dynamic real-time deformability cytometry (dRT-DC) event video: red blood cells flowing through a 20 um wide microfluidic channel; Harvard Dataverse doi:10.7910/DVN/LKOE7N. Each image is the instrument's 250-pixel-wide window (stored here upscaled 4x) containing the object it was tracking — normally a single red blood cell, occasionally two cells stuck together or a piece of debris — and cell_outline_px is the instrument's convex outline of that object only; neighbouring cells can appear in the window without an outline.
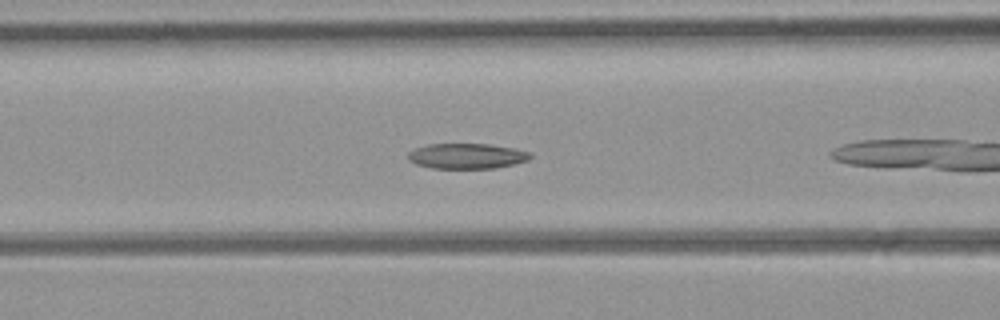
{"species": "common noctule bat (a hibernating species)", "species_latin": "Nyctalus noctula", "temperature_condition": "room temperature", "stored_images_in_passage": 10, "camera_frame_rate_fps": 3000, "um_per_image_px": 0.085, "animal": {"sex": "female", "body_mass_g": 21.9}, "frame": {"image": 1, "passage_image": 6, "time_ms": 1.667, "image_size_px": [1000, 320], "cell_outline_px": [[532, 156], [528, 160], [496, 168], [432, 168], [416, 164], [408, 160], [408, 152], [416, 148], [428, 144], [488, 144], [516, 148], [528, 152]], "centroid_in_image_um": [39.66, 13.26], "position_along_channel_um": 126.9, "area_um2": 17.98}}
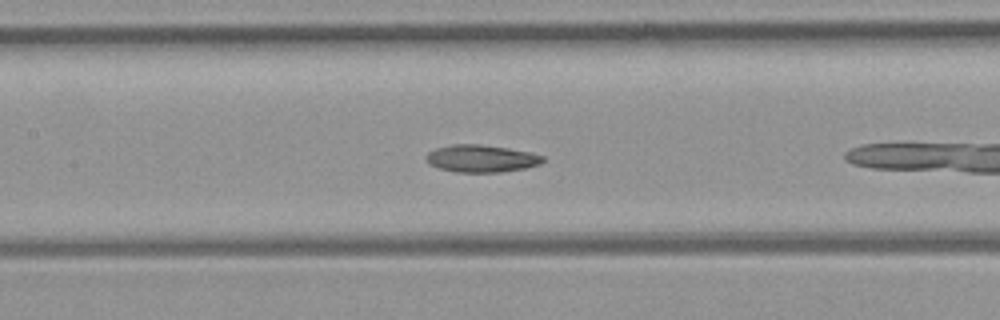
{"frame": {"image": 2, "passage_image": 9, "time_ms": 2.667, "image_size_px": [1000, 320], "cell_outline_px": [[544, 160], [540, 164], [524, 168], [504, 172], [456, 172], [440, 168], [428, 164], [428, 152], [436, 148], [452, 144], [480, 144], [508, 148], [528, 152], [544, 156]], "centroid_in_image_um": [40.92, 13.47], "position_along_channel_um": 166.5, "area_um2": 18.44}}